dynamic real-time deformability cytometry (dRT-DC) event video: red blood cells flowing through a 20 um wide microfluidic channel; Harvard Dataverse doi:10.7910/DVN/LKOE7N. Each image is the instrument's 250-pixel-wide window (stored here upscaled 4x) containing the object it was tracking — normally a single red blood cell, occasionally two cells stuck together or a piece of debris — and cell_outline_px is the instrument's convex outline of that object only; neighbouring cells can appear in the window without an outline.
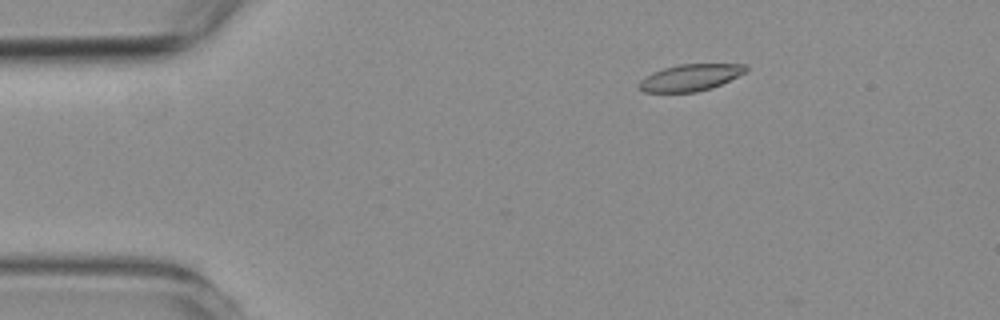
{"species": "common noctule bat (a hibernating species)", "species_latin": "Nyctalus noctula", "temperature_condition": "room temperature", "stored_images_in_passage": 47, "camera_frame_rate_fps": 3000, "um_per_image_px": 0.085, "animal": {"sex": "female", "body_mass_g": 19.3, "forearm_length_mm": 54.1}, "frame": {"image": 1, "passage_image": 2, "time_ms": 0.333, "image_size_px": [1000, 320], "cell_outline_px": [[748, 68], [744, 72], [712, 88], [696, 92], [644, 92], [636, 84], [644, 76], [652, 72], [664, 68], [680, 64], [744, 64]], "centroid_in_image_um": [58.61, 6.59], "position_along_channel_um": 26.4, "area_um2": 16.47}}
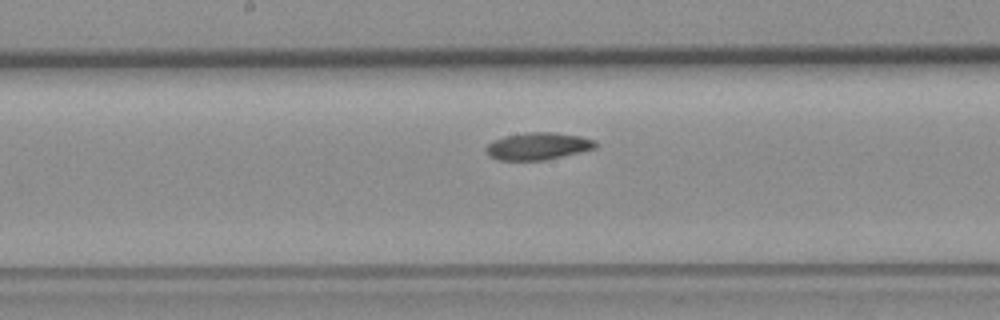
{"frame": {"image": 2, "passage_image": 21, "time_ms": 6.667, "image_size_px": [1000, 320], "cell_outline_px": [[596, 148], [580, 152], [544, 160], [496, 160], [488, 156], [484, 152], [484, 148], [488, 144], [504, 136], [528, 132], [556, 132], [580, 136], [596, 140]], "centroid_in_image_um": [45.7, 12.42], "position_along_channel_um": 202.5, "area_um2": 17.46}}
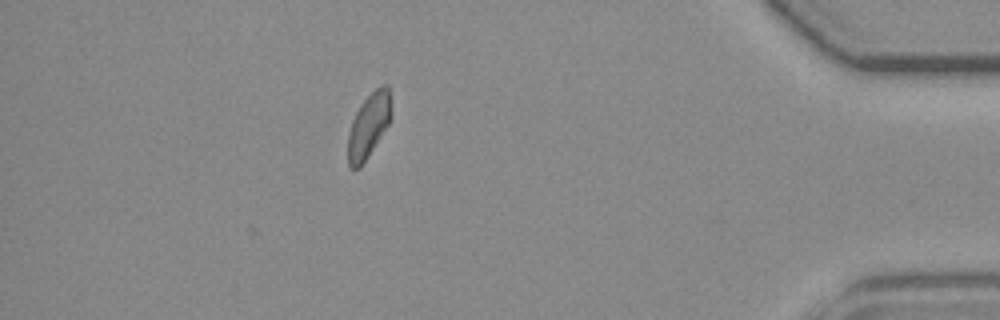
{"frame": {"image": 3, "passage_image": 41, "time_ms": 13.333, "image_size_px": [1000, 320], "cell_outline_px": [[392, 116], [388, 124], [360, 168], [348, 168], [348, 132], [352, 120], [360, 104], [380, 84], [388, 84], [392, 112]], "centroid_in_image_um": [31.33, 10.65], "position_along_channel_um": 403.9, "area_um2": 16.18}, "authors_computed_cell_mechanics": {"area_um2": 17.1088, "velocity_mm_per_s": 3.7748, "shape_relaxation_time_tau1_ms": null, "shape_relaxation_time_tau2_ms": 6.6213, "deformation_change_tau1": null, "deformation_change_tau2": 0.0695}}